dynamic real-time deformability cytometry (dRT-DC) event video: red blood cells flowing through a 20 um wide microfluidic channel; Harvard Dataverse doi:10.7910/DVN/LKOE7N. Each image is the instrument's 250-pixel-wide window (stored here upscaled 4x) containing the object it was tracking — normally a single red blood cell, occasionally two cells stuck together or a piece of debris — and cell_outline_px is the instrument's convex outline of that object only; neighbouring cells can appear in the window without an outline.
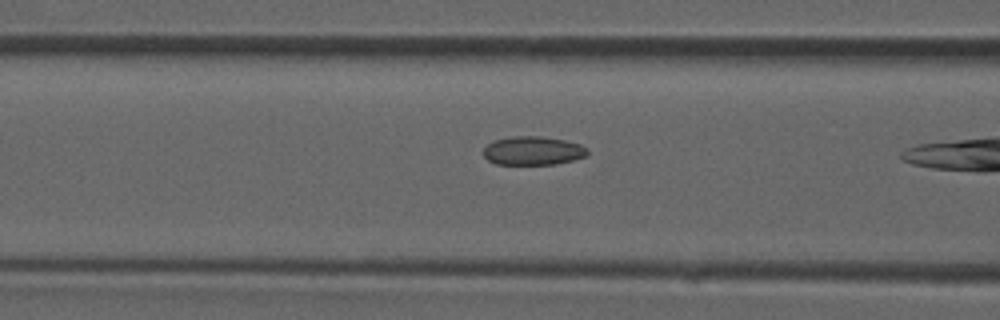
{"species": "common noctule bat (a hibernating species)", "species_latin": "Nyctalus noctula", "temperature_condition": "room temperature", "stored_images_in_passage": 5, "camera_frame_rate_fps": 3000, "um_per_image_px": 0.085, "animal": {"sex": "male", "forearm_length_mm": 52.5}, "frame": {"image": 1, "passage_image": 4, "time_ms": 1.0, "image_size_px": [1000, 320], "cell_outline_px": [[588, 156], [556, 164], [496, 164], [488, 160], [484, 156], [484, 148], [492, 140], [512, 136], [540, 136], [564, 140], [580, 144], [588, 148]], "centroid_in_image_um": [45.31, 12.81], "position_along_channel_um": 121.3, "area_um2": 17.46}}